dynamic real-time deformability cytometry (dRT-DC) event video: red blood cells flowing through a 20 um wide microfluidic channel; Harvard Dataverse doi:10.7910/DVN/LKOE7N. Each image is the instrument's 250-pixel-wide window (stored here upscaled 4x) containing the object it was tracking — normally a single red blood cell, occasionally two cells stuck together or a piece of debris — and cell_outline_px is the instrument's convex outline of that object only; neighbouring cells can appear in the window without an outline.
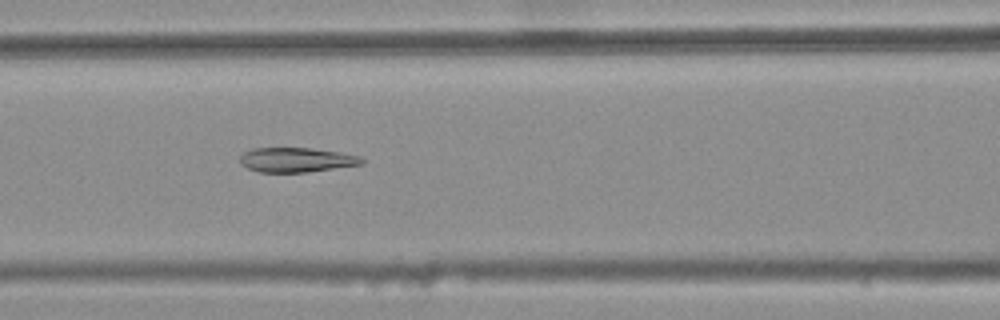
{"species": "common noctule bat (a hibernating species)", "species_latin": "Nyctalus noctula", "temperature_condition": "warm", "stored_images_in_passage": 42, "camera_frame_rate_fps": 3000, "um_per_image_px": 0.085, "animal": {"sex": "female", "body_mass_g": 25.1}, "frame": {"image": 1, "passage_image": 8, "time_ms": 2.333, "image_size_px": [1000, 320], "cell_outline_px": [[364, 164], [308, 172], [260, 172], [248, 168], [240, 164], [240, 156], [244, 152], [252, 148], [312, 148], [340, 152], [360, 156], [364, 160]], "centroid_in_image_um": [25.2, 13.58], "position_along_channel_um": 141.4, "area_um2": 17.51}}
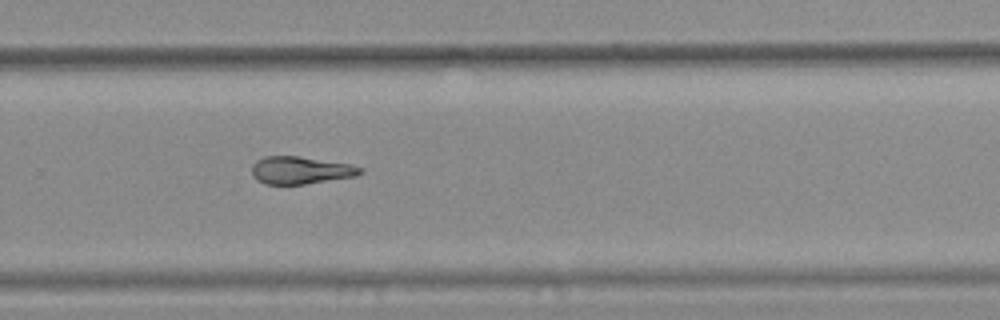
{"frame": {"image": 2, "passage_image": 21, "time_ms": 6.667, "image_size_px": [1000, 320], "cell_outline_px": [[364, 172], [356, 176], [304, 184], [264, 184], [256, 180], [252, 176], [252, 164], [256, 160], [264, 156], [296, 156], [348, 164], [364, 168]], "centroid_in_image_um": [25.51, 14.48], "position_along_channel_um": 304.3, "area_um2": 17.34}}
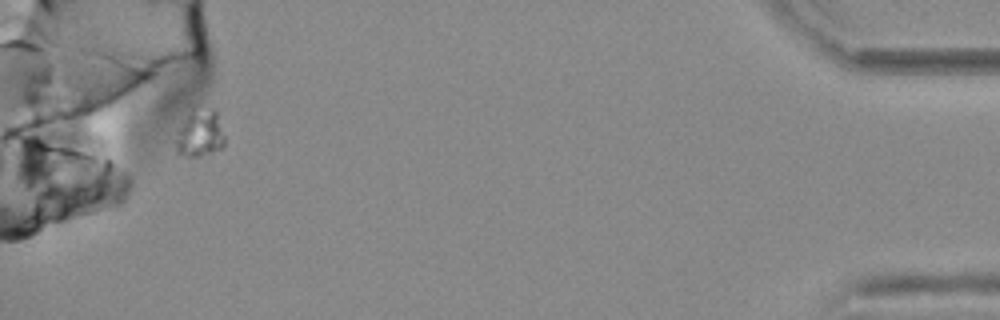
{"frame": {"image": 3, "passage_image": 38, "time_ms": 12.333, "image_size_px": [1000, 320], "cell_outline_px": [[224, 144], [220, 148], [212, 152], [196, 156], [176, 156], [172, 140], [176, 128], [184, 116], [192, 108], [212, 108], [216, 112], [224, 136]], "centroid_in_image_um": [16.85, 11.33], "position_along_channel_um": 418.3, "area_um2": 14.16}, "authors_computed_cell_mechanics": {"area_um2": 17.5423, "velocity_mm_per_s": 3.7714, "shape_relaxation_time_tau1_ms": null, "shape_relaxation_time_tau2_ms": 4.6075, "deformation_change_tau1": null, "deformation_change_tau2": 0.1107}}